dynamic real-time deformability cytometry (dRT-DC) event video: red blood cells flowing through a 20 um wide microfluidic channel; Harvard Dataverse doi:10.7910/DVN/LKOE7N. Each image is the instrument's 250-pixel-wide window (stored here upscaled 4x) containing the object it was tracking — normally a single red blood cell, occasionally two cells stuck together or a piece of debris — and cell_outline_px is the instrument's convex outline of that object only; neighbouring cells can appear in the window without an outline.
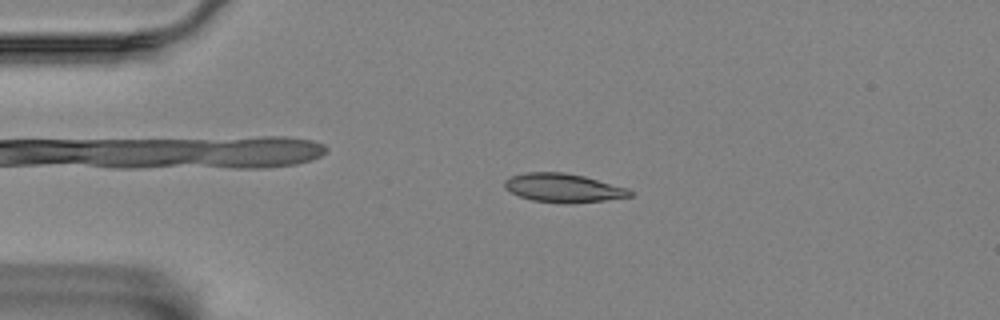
{"species": "Egyptian fruit bat (a non-hibernating species)", "species_latin": "Rousettus aegyptiacus", "temperature_condition": "room temperature", "stored_images_in_passage": 51, "camera_frame_rate_fps": 3000, "um_per_image_px": 0.085, "animal": {"sex": "female"}, "frame": {"image": 1, "passage_image": 7, "time_ms": 2.0, "image_size_px": [1000, 320], "cell_outline_px": [[632, 196], [604, 200], [568, 204], [532, 200], [520, 196], [504, 188], [504, 180], [512, 176], [524, 172], [564, 172], [584, 176], [628, 188], [632, 192]], "centroid_in_image_um": [47.87, 15.97], "position_along_channel_um": 37.1, "area_um2": 20.92}}
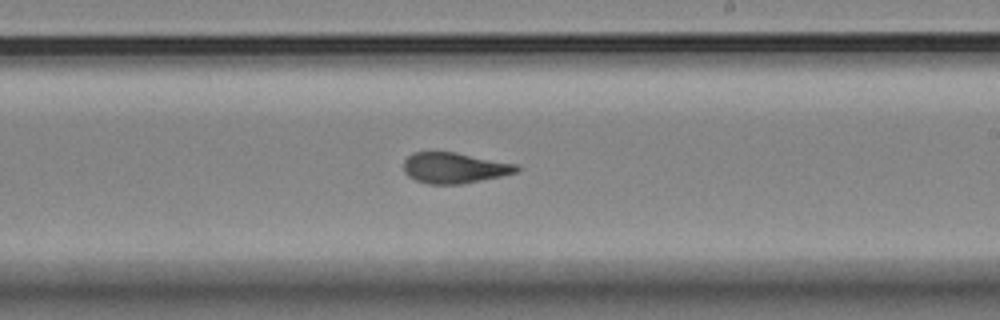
{"frame": {"image": 2, "passage_image": 28, "time_ms": 9.0, "image_size_px": [1000, 320], "cell_outline_px": [[520, 168], [516, 172], [500, 176], [460, 184], [428, 184], [416, 180], [408, 176], [404, 172], [404, 160], [412, 152], [456, 152], [516, 164]], "centroid_in_image_um": [38.58, 14.26], "position_along_channel_um": 250.4, "area_um2": 20.06}}
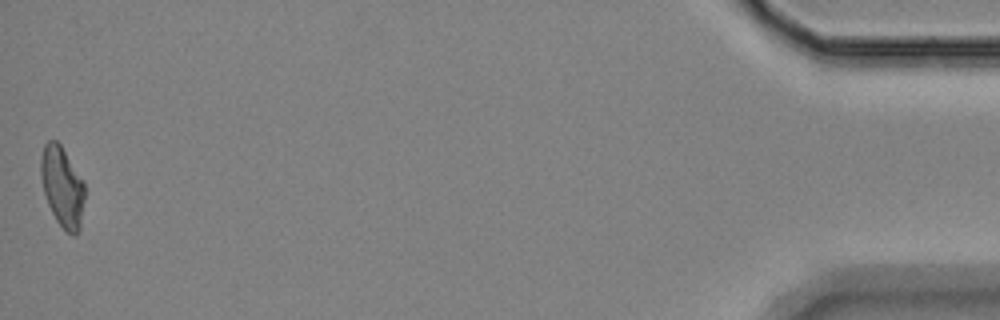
{"frame": {"image": 3, "passage_image": 51, "time_ms": 16.667, "image_size_px": [1000, 320], "cell_outline_px": [[84, 200], [80, 228], [76, 236], [72, 236], [64, 232], [56, 220], [48, 204], [44, 192], [40, 176], [40, 156], [44, 144], [48, 140], [56, 140], [60, 144], [84, 180]], "centroid_in_image_um": [5.29, 15.89], "position_along_channel_um": 429.9, "area_um2": 20.87}, "authors_computed_cell_mechanics": {"area_um2": 20.4034, "velocity_mm_per_s": 3.5221, "shape_relaxation_time_tau1_ms": 6.4172, "shape_relaxation_time_tau2_ms": 1.7543, "deformation_change_tau1": 0.2107, "deformation_change_tau2": 0.0706}}